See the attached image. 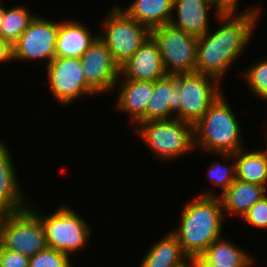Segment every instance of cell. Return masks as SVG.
<instances>
[{
  "label": "cell",
  "instance_id": "2e32d148",
  "mask_svg": "<svg viewBox=\"0 0 267 267\" xmlns=\"http://www.w3.org/2000/svg\"><path fill=\"white\" fill-rule=\"evenodd\" d=\"M180 106L177 74H167L153 82V95L147 105L145 121L171 119L174 117L180 120Z\"/></svg>",
  "mask_w": 267,
  "mask_h": 267
},
{
  "label": "cell",
  "instance_id": "4dcf8cb0",
  "mask_svg": "<svg viewBox=\"0 0 267 267\" xmlns=\"http://www.w3.org/2000/svg\"><path fill=\"white\" fill-rule=\"evenodd\" d=\"M223 11H238L239 0H214Z\"/></svg>",
  "mask_w": 267,
  "mask_h": 267
},
{
  "label": "cell",
  "instance_id": "7a4b0ae2",
  "mask_svg": "<svg viewBox=\"0 0 267 267\" xmlns=\"http://www.w3.org/2000/svg\"><path fill=\"white\" fill-rule=\"evenodd\" d=\"M180 216L179 226L172 233L187 257L202 255L223 236L225 215L219 196H196L183 206Z\"/></svg>",
  "mask_w": 267,
  "mask_h": 267
},
{
  "label": "cell",
  "instance_id": "836d02e7",
  "mask_svg": "<svg viewBox=\"0 0 267 267\" xmlns=\"http://www.w3.org/2000/svg\"><path fill=\"white\" fill-rule=\"evenodd\" d=\"M5 141L1 140L0 138V156L9 148L6 144L4 143Z\"/></svg>",
  "mask_w": 267,
  "mask_h": 267
},
{
  "label": "cell",
  "instance_id": "d590c367",
  "mask_svg": "<svg viewBox=\"0 0 267 267\" xmlns=\"http://www.w3.org/2000/svg\"><path fill=\"white\" fill-rule=\"evenodd\" d=\"M265 137H266V138H265V139H266L265 142L267 143V129H266Z\"/></svg>",
  "mask_w": 267,
  "mask_h": 267
},
{
  "label": "cell",
  "instance_id": "83f0119b",
  "mask_svg": "<svg viewBox=\"0 0 267 267\" xmlns=\"http://www.w3.org/2000/svg\"><path fill=\"white\" fill-rule=\"evenodd\" d=\"M240 219L256 229H267V195L257 201Z\"/></svg>",
  "mask_w": 267,
  "mask_h": 267
},
{
  "label": "cell",
  "instance_id": "603a6c76",
  "mask_svg": "<svg viewBox=\"0 0 267 267\" xmlns=\"http://www.w3.org/2000/svg\"><path fill=\"white\" fill-rule=\"evenodd\" d=\"M186 257L177 237L171 231L153 244L143 257L140 267H173Z\"/></svg>",
  "mask_w": 267,
  "mask_h": 267
},
{
  "label": "cell",
  "instance_id": "7402d4cb",
  "mask_svg": "<svg viewBox=\"0 0 267 267\" xmlns=\"http://www.w3.org/2000/svg\"><path fill=\"white\" fill-rule=\"evenodd\" d=\"M224 238L215 240L202 255L221 267H252L255 261L249 251Z\"/></svg>",
  "mask_w": 267,
  "mask_h": 267
},
{
  "label": "cell",
  "instance_id": "277c9868",
  "mask_svg": "<svg viewBox=\"0 0 267 267\" xmlns=\"http://www.w3.org/2000/svg\"><path fill=\"white\" fill-rule=\"evenodd\" d=\"M133 128L159 160H177L195 149L193 125L177 118L140 122Z\"/></svg>",
  "mask_w": 267,
  "mask_h": 267
},
{
  "label": "cell",
  "instance_id": "4fadbf2b",
  "mask_svg": "<svg viewBox=\"0 0 267 267\" xmlns=\"http://www.w3.org/2000/svg\"><path fill=\"white\" fill-rule=\"evenodd\" d=\"M211 8L214 9L215 18L223 12L214 0H173L169 24L196 37L202 36L211 28L209 25Z\"/></svg>",
  "mask_w": 267,
  "mask_h": 267
},
{
  "label": "cell",
  "instance_id": "ac0fdd59",
  "mask_svg": "<svg viewBox=\"0 0 267 267\" xmlns=\"http://www.w3.org/2000/svg\"><path fill=\"white\" fill-rule=\"evenodd\" d=\"M98 38L93 36L88 27L78 21L59 22V31L55 45V57L80 58Z\"/></svg>",
  "mask_w": 267,
  "mask_h": 267
},
{
  "label": "cell",
  "instance_id": "1f68e13d",
  "mask_svg": "<svg viewBox=\"0 0 267 267\" xmlns=\"http://www.w3.org/2000/svg\"><path fill=\"white\" fill-rule=\"evenodd\" d=\"M173 267H199V265L197 263V257H186L181 263Z\"/></svg>",
  "mask_w": 267,
  "mask_h": 267
},
{
  "label": "cell",
  "instance_id": "d4e9b609",
  "mask_svg": "<svg viewBox=\"0 0 267 267\" xmlns=\"http://www.w3.org/2000/svg\"><path fill=\"white\" fill-rule=\"evenodd\" d=\"M216 155L220 156L223 161L224 159L230 161V165H225L222 164V162H219V160H214L212 164L208 166L206 175L209 177V180L215 187L218 185V187L222 190L219 195L212 190H205L202 192V194L200 193L202 196H220V194H223L236 180V164L234 154L216 153Z\"/></svg>",
  "mask_w": 267,
  "mask_h": 267
},
{
  "label": "cell",
  "instance_id": "8992f818",
  "mask_svg": "<svg viewBox=\"0 0 267 267\" xmlns=\"http://www.w3.org/2000/svg\"><path fill=\"white\" fill-rule=\"evenodd\" d=\"M29 207L40 217L45 230L46 242L49 248L71 255L77 254L88 244L91 234L89 223L76 210L61 205L52 214H45L38 209ZM40 212V213H39Z\"/></svg>",
  "mask_w": 267,
  "mask_h": 267
},
{
  "label": "cell",
  "instance_id": "9c48e42d",
  "mask_svg": "<svg viewBox=\"0 0 267 267\" xmlns=\"http://www.w3.org/2000/svg\"><path fill=\"white\" fill-rule=\"evenodd\" d=\"M220 85L221 82L216 78L202 73L177 74L180 120L194 126L223 93Z\"/></svg>",
  "mask_w": 267,
  "mask_h": 267
},
{
  "label": "cell",
  "instance_id": "f1b7e54d",
  "mask_svg": "<svg viewBox=\"0 0 267 267\" xmlns=\"http://www.w3.org/2000/svg\"><path fill=\"white\" fill-rule=\"evenodd\" d=\"M30 258L0 245V267H29Z\"/></svg>",
  "mask_w": 267,
  "mask_h": 267
},
{
  "label": "cell",
  "instance_id": "7c38bea8",
  "mask_svg": "<svg viewBox=\"0 0 267 267\" xmlns=\"http://www.w3.org/2000/svg\"><path fill=\"white\" fill-rule=\"evenodd\" d=\"M88 87L97 95L115 91L120 67L107 45L98 37L80 57Z\"/></svg>",
  "mask_w": 267,
  "mask_h": 267
},
{
  "label": "cell",
  "instance_id": "ba28073f",
  "mask_svg": "<svg viewBox=\"0 0 267 267\" xmlns=\"http://www.w3.org/2000/svg\"><path fill=\"white\" fill-rule=\"evenodd\" d=\"M151 37L158 44L167 74L195 72L198 37L170 24L151 30Z\"/></svg>",
  "mask_w": 267,
  "mask_h": 267
},
{
  "label": "cell",
  "instance_id": "cb8c5ba5",
  "mask_svg": "<svg viewBox=\"0 0 267 267\" xmlns=\"http://www.w3.org/2000/svg\"><path fill=\"white\" fill-rule=\"evenodd\" d=\"M35 16L23 5L5 8L0 25V37L13 45L28 28Z\"/></svg>",
  "mask_w": 267,
  "mask_h": 267
},
{
  "label": "cell",
  "instance_id": "6da1fadb",
  "mask_svg": "<svg viewBox=\"0 0 267 267\" xmlns=\"http://www.w3.org/2000/svg\"><path fill=\"white\" fill-rule=\"evenodd\" d=\"M259 9L254 5L242 13L223 11L216 18L219 29H214V32L209 29L198 37L195 72L212 76L222 82L221 78L230 71L228 69L254 37Z\"/></svg>",
  "mask_w": 267,
  "mask_h": 267
},
{
  "label": "cell",
  "instance_id": "5b68a950",
  "mask_svg": "<svg viewBox=\"0 0 267 267\" xmlns=\"http://www.w3.org/2000/svg\"><path fill=\"white\" fill-rule=\"evenodd\" d=\"M110 9L101 24L103 33L98 37L121 67L151 37V30L129 17L118 4Z\"/></svg>",
  "mask_w": 267,
  "mask_h": 267
},
{
  "label": "cell",
  "instance_id": "30bf717a",
  "mask_svg": "<svg viewBox=\"0 0 267 267\" xmlns=\"http://www.w3.org/2000/svg\"><path fill=\"white\" fill-rule=\"evenodd\" d=\"M49 91L61 105L75 103L80 96H95L88 87L80 58L54 57L47 66Z\"/></svg>",
  "mask_w": 267,
  "mask_h": 267
},
{
  "label": "cell",
  "instance_id": "8fae6325",
  "mask_svg": "<svg viewBox=\"0 0 267 267\" xmlns=\"http://www.w3.org/2000/svg\"><path fill=\"white\" fill-rule=\"evenodd\" d=\"M59 22L36 16L13 44L14 61H43L47 66L55 57ZM18 59V60H17ZM46 62V63H45Z\"/></svg>",
  "mask_w": 267,
  "mask_h": 267
},
{
  "label": "cell",
  "instance_id": "e0dca14e",
  "mask_svg": "<svg viewBox=\"0 0 267 267\" xmlns=\"http://www.w3.org/2000/svg\"><path fill=\"white\" fill-rule=\"evenodd\" d=\"M12 158L9 148L0 156V214L21 211L29 206Z\"/></svg>",
  "mask_w": 267,
  "mask_h": 267
},
{
  "label": "cell",
  "instance_id": "484cf974",
  "mask_svg": "<svg viewBox=\"0 0 267 267\" xmlns=\"http://www.w3.org/2000/svg\"><path fill=\"white\" fill-rule=\"evenodd\" d=\"M241 75L255 97L267 101V57L256 60L248 69L243 70Z\"/></svg>",
  "mask_w": 267,
  "mask_h": 267
},
{
  "label": "cell",
  "instance_id": "5bb4252c",
  "mask_svg": "<svg viewBox=\"0 0 267 267\" xmlns=\"http://www.w3.org/2000/svg\"><path fill=\"white\" fill-rule=\"evenodd\" d=\"M166 75L158 44L152 37L120 67L123 79L154 82Z\"/></svg>",
  "mask_w": 267,
  "mask_h": 267
},
{
  "label": "cell",
  "instance_id": "f546056e",
  "mask_svg": "<svg viewBox=\"0 0 267 267\" xmlns=\"http://www.w3.org/2000/svg\"><path fill=\"white\" fill-rule=\"evenodd\" d=\"M13 45L0 37V62L13 61Z\"/></svg>",
  "mask_w": 267,
  "mask_h": 267
},
{
  "label": "cell",
  "instance_id": "52a82bcc",
  "mask_svg": "<svg viewBox=\"0 0 267 267\" xmlns=\"http://www.w3.org/2000/svg\"><path fill=\"white\" fill-rule=\"evenodd\" d=\"M0 245L31 257L47 246L40 217L28 206L24 210L0 215Z\"/></svg>",
  "mask_w": 267,
  "mask_h": 267
},
{
  "label": "cell",
  "instance_id": "e575fe53",
  "mask_svg": "<svg viewBox=\"0 0 267 267\" xmlns=\"http://www.w3.org/2000/svg\"><path fill=\"white\" fill-rule=\"evenodd\" d=\"M3 0H0V25L4 16L5 7H3Z\"/></svg>",
  "mask_w": 267,
  "mask_h": 267
},
{
  "label": "cell",
  "instance_id": "d6986e66",
  "mask_svg": "<svg viewBox=\"0 0 267 267\" xmlns=\"http://www.w3.org/2000/svg\"><path fill=\"white\" fill-rule=\"evenodd\" d=\"M266 195V187L236 179L219 198L225 215L235 214L242 218L257 201Z\"/></svg>",
  "mask_w": 267,
  "mask_h": 267
},
{
  "label": "cell",
  "instance_id": "ffe728a7",
  "mask_svg": "<svg viewBox=\"0 0 267 267\" xmlns=\"http://www.w3.org/2000/svg\"><path fill=\"white\" fill-rule=\"evenodd\" d=\"M127 8L120 7L129 17L153 30L170 23L173 0H133Z\"/></svg>",
  "mask_w": 267,
  "mask_h": 267
},
{
  "label": "cell",
  "instance_id": "3957f363",
  "mask_svg": "<svg viewBox=\"0 0 267 267\" xmlns=\"http://www.w3.org/2000/svg\"><path fill=\"white\" fill-rule=\"evenodd\" d=\"M223 93L193 126L194 147L209 153L234 154L243 146L241 126Z\"/></svg>",
  "mask_w": 267,
  "mask_h": 267
},
{
  "label": "cell",
  "instance_id": "9a60e30c",
  "mask_svg": "<svg viewBox=\"0 0 267 267\" xmlns=\"http://www.w3.org/2000/svg\"><path fill=\"white\" fill-rule=\"evenodd\" d=\"M116 87L119 91L115 109L120 112H125L129 116L131 123L135 125L140 122H145L147 105L153 95V82L144 80L136 81L119 77Z\"/></svg>",
  "mask_w": 267,
  "mask_h": 267
},
{
  "label": "cell",
  "instance_id": "4316f807",
  "mask_svg": "<svg viewBox=\"0 0 267 267\" xmlns=\"http://www.w3.org/2000/svg\"><path fill=\"white\" fill-rule=\"evenodd\" d=\"M69 255L47 247L31 256L29 267H74Z\"/></svg>",
  "mask_w": 267,
  "mask_h": 267
},
{
  "label": "cell",
  "instance_id": "d6a6232c",
  "mask_svg": "<svg viewBox=\"0 0 267 267\" xmlns=\"http://www.w3.org/2000/svg\"><path fill=\"white\" fill-rule=\"evenodd\" d=\"M197 263L199 267H221L217 264L209 262L203 255L197 256Z\"/></svg>",
  "mask_w": 267,
  "mask_h": 267
},
{
  "label": "cell",
  "instance_id": "44dd1931",
  "mask_svg": "<svg viewBox=\"0 0 267 267\" xmlns=\"http://www.w3.org/2000/svg\"><path fill=\"white\" fill-rule=\"evenodd\" d=\"M245 150L234 153L236 179L267 188V143L264 150Z\"/></svg>",
  "mask_w": 267,
  "mask_h": 267
}]
</instances>
